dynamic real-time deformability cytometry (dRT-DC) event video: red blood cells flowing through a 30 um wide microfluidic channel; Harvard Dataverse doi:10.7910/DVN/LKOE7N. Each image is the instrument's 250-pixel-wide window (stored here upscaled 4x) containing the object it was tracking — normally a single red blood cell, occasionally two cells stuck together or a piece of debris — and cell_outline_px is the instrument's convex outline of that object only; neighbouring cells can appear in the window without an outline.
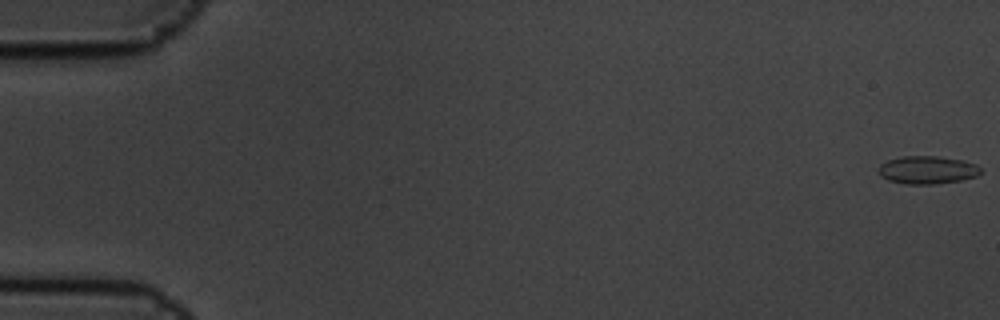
{"species": "common noctule bat (a hibernating species)", "species_latin": "Nyctalus noctula", "temperature_condition": "cold", "stored_images_in_passage": 6, "camera_frame_rate_fps": 3000, "um_per_image_px": 0.085, "animal": {"sex": "male", "body_mass_g": 19.5, "forearm_length_mm": 54.6}, "frame": {"image": 1, "passage_image": 1, "time_ms": 0.0, "image_size_px": [1000, 320], "cell_outline_px": [[984, 172], [976, 176], [960, 180], [936, 184], [904, 184], [888, 180], [880, 176], [880, 164], [888, 160], [900, 156], [940, 156], [964, 160], [976, 164]], "centroid_in_image_um": [78.85, 14.44], "position_along_channel_um": 6.2, "area_um2": 16.76}}